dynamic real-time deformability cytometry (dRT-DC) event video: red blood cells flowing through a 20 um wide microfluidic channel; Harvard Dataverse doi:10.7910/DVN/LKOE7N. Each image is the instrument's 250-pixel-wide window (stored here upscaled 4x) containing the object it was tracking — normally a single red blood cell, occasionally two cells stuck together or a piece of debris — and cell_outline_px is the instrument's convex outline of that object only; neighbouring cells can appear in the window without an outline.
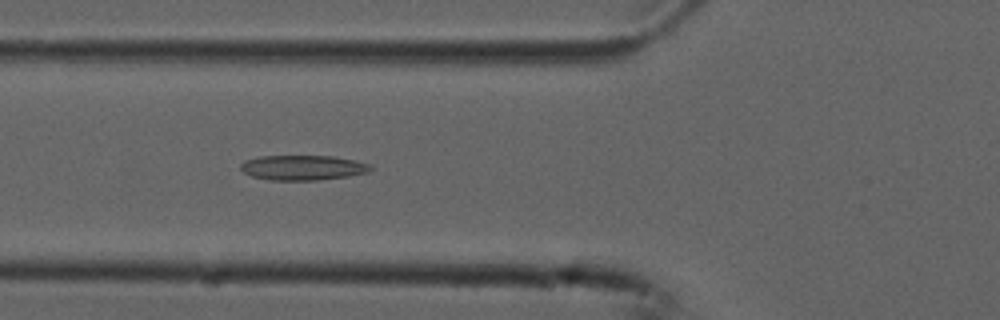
{"species": "common noctule bat (a hibernating species)", "species_latin": "Nyctalus noctula", "temperature_condition": "cold", "stored_images_in_passage": 2, "camera_frame_rate_fps": 3000, "um_per_image_px": 0.085, "animal": {"sex": "male", "forearm_length_mm": 52.5}, "frame": {"image": 1, "passage_image": 2, "time_ms": 0.333, "image_size_px": [1000, 320], "cell_outline_px": [[372, 168], [368, 172], [348, 176], [316, 180], [272, 180], [252, 176], [244, 172], [240, 168], [240, 164], [244, 160], [260, 156], [332, 156], [356, 160], [368, 164]], "centroid_in_image_um": [25.72, 14.24], "position_along_channel_um": 100.1, "area_um2": 18.79}}